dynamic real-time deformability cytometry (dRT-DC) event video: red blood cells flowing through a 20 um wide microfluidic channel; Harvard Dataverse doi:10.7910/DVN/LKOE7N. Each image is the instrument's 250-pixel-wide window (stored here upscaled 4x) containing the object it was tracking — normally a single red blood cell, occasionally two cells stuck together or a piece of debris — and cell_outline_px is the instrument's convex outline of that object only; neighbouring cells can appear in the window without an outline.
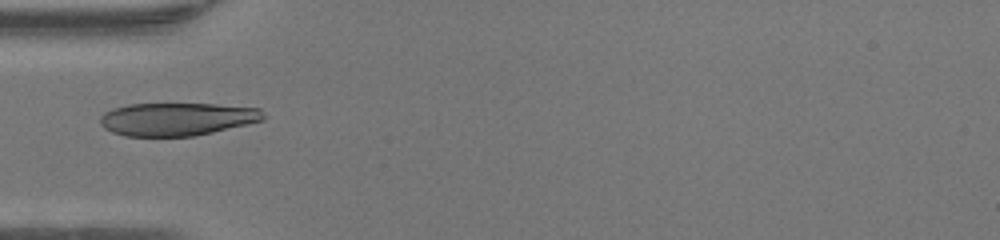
{"species": "human", "species_latin": "Homo sapiens", "temperature_condition": "warm", "stored_images_in_passage": 33, "camera_frame_rate_fps": 3000, "um_per_image_px": 0.085, "donor": {"sex": "female"}, "frame": {"image": 1, "passage_image": 1, "time_ms": 0.0, "image_size_px": [1000, 240], "cell_outline_px": [[268, 116], [264, 120], [248, 124], [196, 136], [124, 136], [112, 132], [104, 128], [100, 124], [100, 116], [104, 112], [112, 108], [128, 104], [216, 104], [260, 108]], "centroid_in_image_um": [15.07, 10.12], "position_along_channel_um": 69.9, "area_um2": 31.67}}
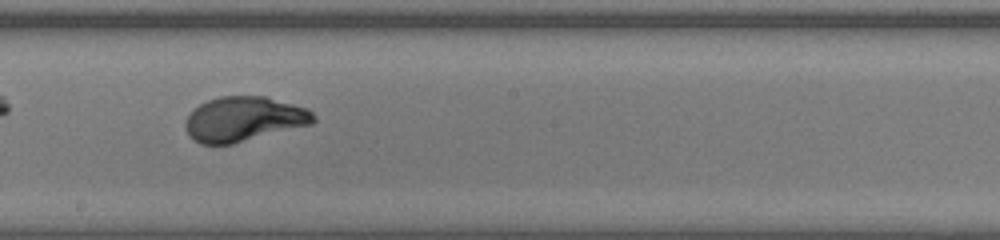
{"frame": {"image": 2, "passage_image": 12, "time_ms": 3.667, "image_size_px": [1000, 240], "cell_outline_px": [[316, 120], [312, 124], [232, 144], [200, 144], [192, 140], [188, 136], [184, 124], [188, 116], [200, 104], [208, 100], [220, 96], [264, 96], [308, 108], [316, 116]], "centroid_in_image_um": [20.73, 10.13], "position_along_channel_um": 227.5, "area_um2": 33.41}}
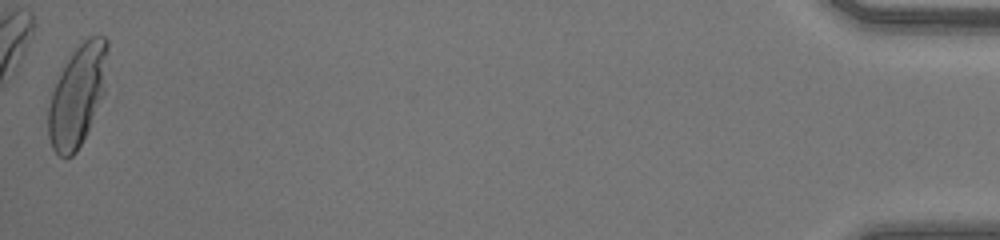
{"frame": {"image": 3, "passage_image": 33, "time_ms": 10.667, "image_size_px": [1000, 240], "cell_outline_px": [[108, 48], [104, 96], [76, 152], [72, 156], [60, 156], [52, 148], [48, 136], [48, 108], [52, 92], [68, 60], [76, 48], [88, 36], [104, 36], [108, 40]], "centroid_in_image_um": [6.6, 8.11], "position_along_channel_um": 428.6, "area_um2": 34.33}, "authors_computed_cell_mechanics": {"area_um2": 32.8304, "velocity_mm_per_s": 4.3119, "shape_relaxation_time_tau1_ms": 2.7478, "shape_relaxation_time_tau2_ms": null, "deformation_change_tau1": 0.175, "deformation_change_tau2": null}}